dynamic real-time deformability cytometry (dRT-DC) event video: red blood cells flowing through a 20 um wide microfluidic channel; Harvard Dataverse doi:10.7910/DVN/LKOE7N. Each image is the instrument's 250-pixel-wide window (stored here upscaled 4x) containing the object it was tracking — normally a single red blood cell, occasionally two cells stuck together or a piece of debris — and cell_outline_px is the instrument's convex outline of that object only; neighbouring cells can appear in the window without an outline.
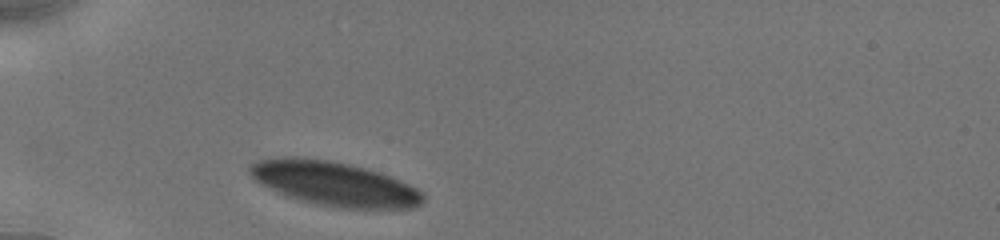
{"species": "human", "species_latin": "Homo sapiens", "temperature_condition": "cold", "stored_images_in_passage": 11, "camera_frame_rate_fps": 3000, "um_per_image_px": 0.085, "donor": {"sex": "male"}, "frame": {"image": 1, "passage_image": 1, "time_ms": 0.0, "image_size_px": [1000, 240], "cell_outline_px": [[424, 200], [420, 204], [412, 208], [340, 208], [316, 204], [288, 196], [260, 184], [248, 172], [248, 168], [256, 160], [292, 156], [296, 156], [328, 160], [348, 164], [380, 172], [400, 180], [416, 188], [424, 196]], "centroid_in_image_um": [28.4, 15.61], "position_along_channel_um": 56.6, "area_um2": 44.33}}
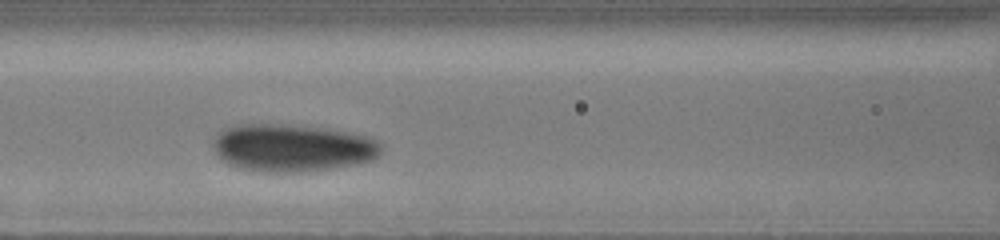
{"frame": {"image": 2, "passage_image": 7, "time_ms": 2.667, "image_size_px": [1000, 240], "cell_outline_px": [[380, 152], [372, 160], [332, 168], [308, 172], [264, 172], [240, 168], [228, 164], [216, 152], [212, 144], [216, 132], [232, 124], [284, 124], [324, 128], [364, 136], [376, 140], [380, 144]], "centroid_in_image_um": [24.76, 12.56], "position_along_channel_um": 141.8, "area_um2": 46.41}}
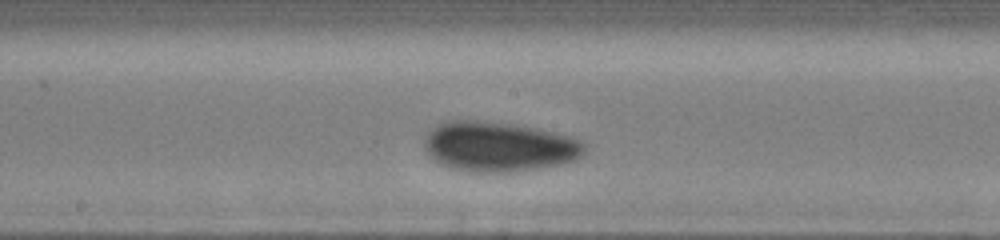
{"frame": {"image": 3, "passage_image": 10, "time_ms": 4.333, "image_size_px": [1000, 240], "cell_outline_px": [[588, 148], [576, 160], [560, 164], [512, 172], [472, 172], [452, 168], [440, 164], [424, 148], [424, 140], [428, 132], [440, 124], [452, 120], [468, 120], [508, 124], [536, 128], [584, 140]], "centroid_in_image_um": [42.44, 12.48], "position_along_channel_um": 205.8, "area_um2": 46.18}}